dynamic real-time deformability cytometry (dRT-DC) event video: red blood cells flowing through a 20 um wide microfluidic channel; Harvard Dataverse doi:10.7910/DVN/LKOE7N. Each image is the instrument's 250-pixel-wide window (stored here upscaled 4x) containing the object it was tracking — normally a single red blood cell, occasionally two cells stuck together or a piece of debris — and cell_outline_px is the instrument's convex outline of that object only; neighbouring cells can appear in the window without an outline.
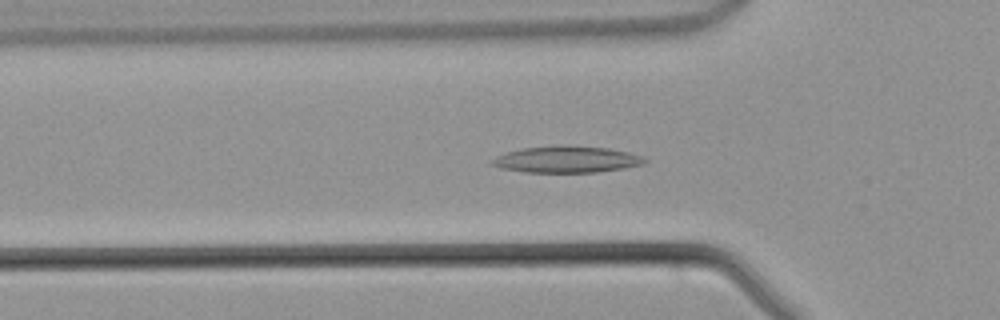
{"species": "common noctule bat (a hibernating species)", "species_latin": "Nyctalus noctula", "temperature_condition": "warm", "stored_images_in_passage": 45, "camera_frame_rate_fps": 3000, "um_per_image_px": 0.085, "animal": {"sex": "male", "body_mass_g": 21.5, "forearm_length_mm": 52.0}, "frame": {"image": 1, "passage_image": 14, "time_ms": 4.333, "image_size_px": [1000, 320], "cell_outline_px": [[648, 160], [644, 164], [624, 168], [596, 172], [524, 172], [500, 168], [488, 164], [496, 156], [508, 152], [524, 148], [608, 148], [628, 152], [644, 156]], "centroid_in_image_um": [48.18, 13.6], "position_along_channel_um": 77.6, "area_um2": 22.6}}
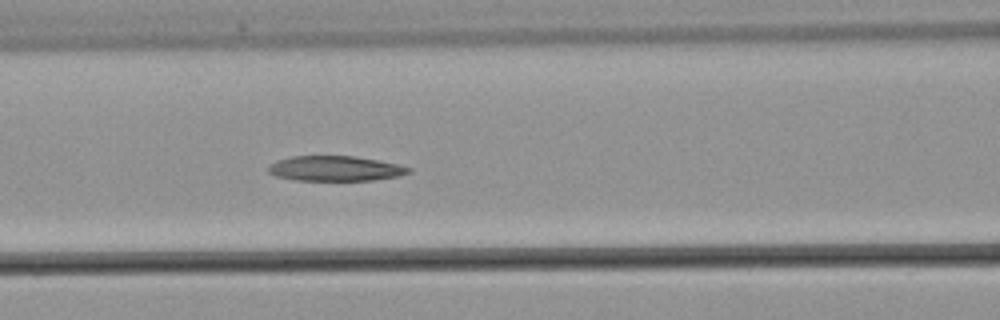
{"frame": {"image": 2, "passage_image": 18, "time_ms": 5.667, "image_size_px": [1000, 320], "cell_outline_px": [[412, 172], [400, 176], [372, 180], [296, 180], [276, 176], [268, 172], [268, 168], [276, 160], [292, 156], [356, 156], [400, 164], [412, 168]], "centroid_in_image_um": [28.55, 14.32], "position_along_channel_um": 138.1, "area_um2": 20.58}}
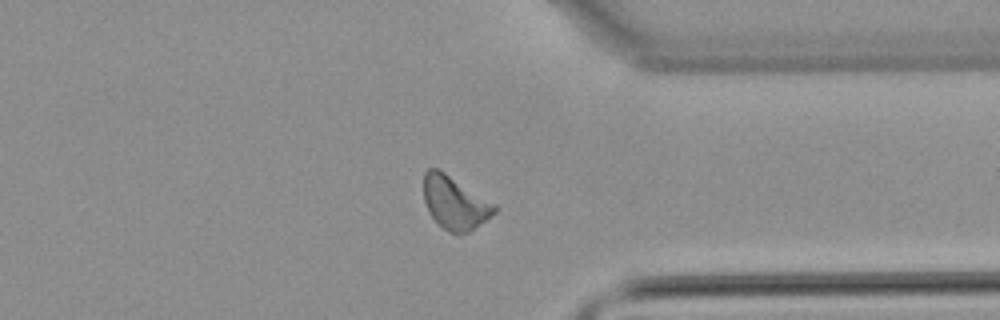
{"frame": {"image": 3, "passage_image": 34, "time_ms": 11.0, "image_size_px": [1000, 320], "cell_outline_px": [[500, 208], [496, 212], [468, 232], [448, 232], [436, 224], [428, 212], [424, 200], [424, 172], [428, 168], [436, 168], [444, 172], [496, 204]], "centroid_in_image_um": [38.64, 17.23], "position_along_channel_um": 372.8, "area_um2": 21.79}}